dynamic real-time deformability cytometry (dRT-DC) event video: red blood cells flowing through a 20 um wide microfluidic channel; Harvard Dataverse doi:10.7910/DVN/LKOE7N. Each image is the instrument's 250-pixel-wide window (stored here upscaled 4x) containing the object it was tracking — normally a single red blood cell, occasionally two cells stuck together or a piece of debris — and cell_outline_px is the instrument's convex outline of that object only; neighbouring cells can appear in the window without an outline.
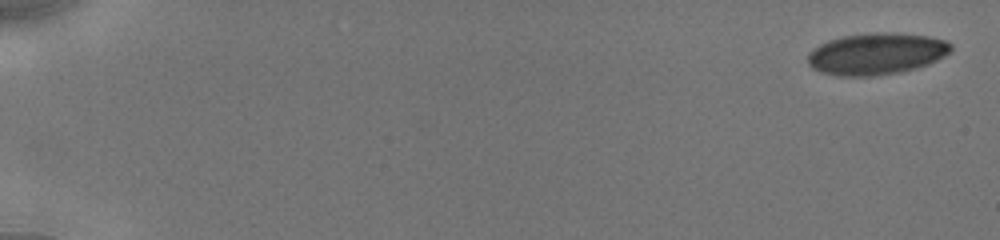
{"species": "human", "species_latin": "Homo sapiens", "temperature_condition": "cold", "stored_images_in_passage": 14, "camera_frame_rate_fps": 3000, "um_per_image_px": 0.085, "donor": {"sex": "male"}, "frame": {"image": 1, "passage_image": 1, "time_ms": 0.0, "image_size_px": [1000, 240], "cell_outline_px": [[952, 52], [928, 64], [916, 68], [896, 72], [872, 76], [836, 76], [820, 72], [812, 68], [808, 64], [808, 52], [820, 44], [828, 40], [844, 36], [876, 32], [888, 32], [928, 36], [948, 40], [952, 44]], "centroid_in_image_um": [74.5, 4.57], "position_along_channel_um": 10.5, "area_um2": 34.85}}
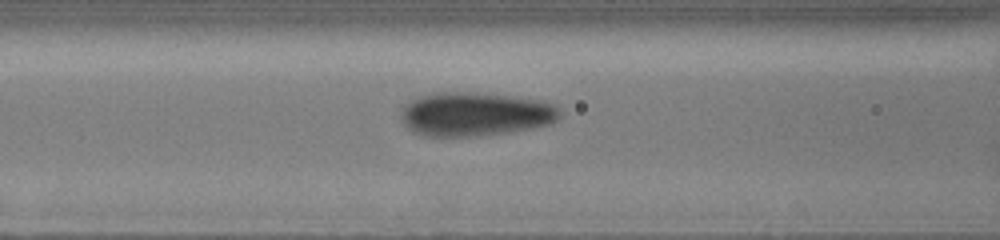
{"frame": {"image": 2, "passage_image": 12, "time_ms": 7.667, "image_size_px": [1000, 240], "cell_outline_px": [[560, 116], [556, 120], [548, 124], [532, 128], [508, 132], [480, 136], [424, 136], [412, 132], [404, 124], [400, 116], [404, 104], [428, 92], [464, 92], [512, 96], [540, 100], [552, 104], [560, 108]], "centroid_in_image_um": [40.35, 9.7], "position_along_channel_um": 126.2, "area_um2": 40.69}}
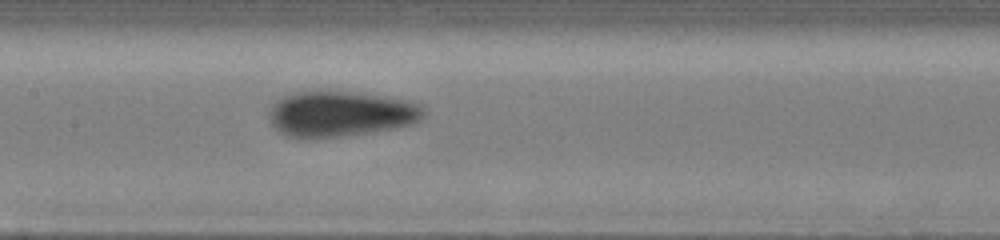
{"frame": {"image": 3, "passage_image": 14, "time_ms": 9.0, "image_size_px": [1000, 240], "cell_outline_px": [[424, 116], [420, 120], [412, 124], [396, 128], [372, 132], [316, 140], [300, 140], [284, 136], [272, 124], [268, 116], [268, 112], [272, 104], [276, 100], [292, 92], [312, 88], [352, 92], [384, 96], [404, 100], [420, 104], [424, 108]], "centroid_in_image_um": [28.85, 9.68], "position_along_channel_um": 178.5, "area_um2": 42.54}}